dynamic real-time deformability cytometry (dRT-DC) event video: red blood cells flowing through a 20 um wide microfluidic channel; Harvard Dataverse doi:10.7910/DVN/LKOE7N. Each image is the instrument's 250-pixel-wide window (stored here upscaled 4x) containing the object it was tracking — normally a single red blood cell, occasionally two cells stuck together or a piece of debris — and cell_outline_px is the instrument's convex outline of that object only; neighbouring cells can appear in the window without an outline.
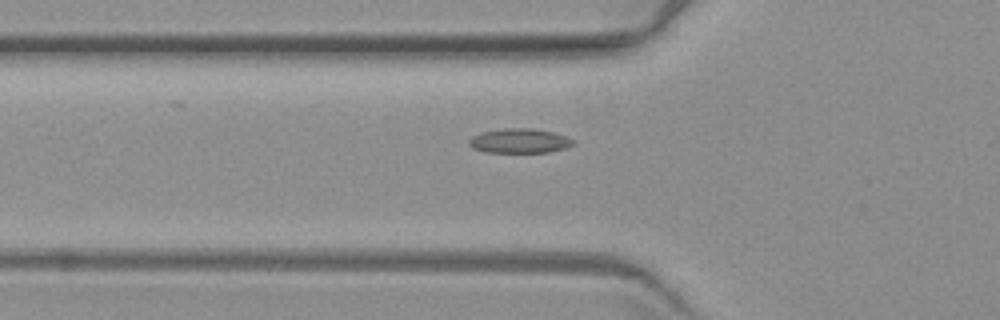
{"species": "common noctule bat (a hibernating species)", "species_latin": "Nyctalus noctula", "temperature_condition": "warm", "stored_images_in_passage": 6, "camera_frame_rate_fps": 3000, "um_per_image_px": 0.085, "animal": {"sex": "female", "body_mass_g": 19.3, "forearm_length_mm": 54.1}, "frame": {"image": 1, "passage_image": 6, "time_ms": 6.0, "image_size_px": [1000, 320], "cell_outline_px": [[576, 144], [564, 148], [548, 152], [484, 152], [472, 148], [468, 144], [468, 140], [472, 136], [480, 132], [504, 128], [532, 128], [552, 132], [576, 140]], "centroid_in_image_um": [44.13, 11.97], "position_along_channel_um": 81.7, "area_um2": 14.97}}